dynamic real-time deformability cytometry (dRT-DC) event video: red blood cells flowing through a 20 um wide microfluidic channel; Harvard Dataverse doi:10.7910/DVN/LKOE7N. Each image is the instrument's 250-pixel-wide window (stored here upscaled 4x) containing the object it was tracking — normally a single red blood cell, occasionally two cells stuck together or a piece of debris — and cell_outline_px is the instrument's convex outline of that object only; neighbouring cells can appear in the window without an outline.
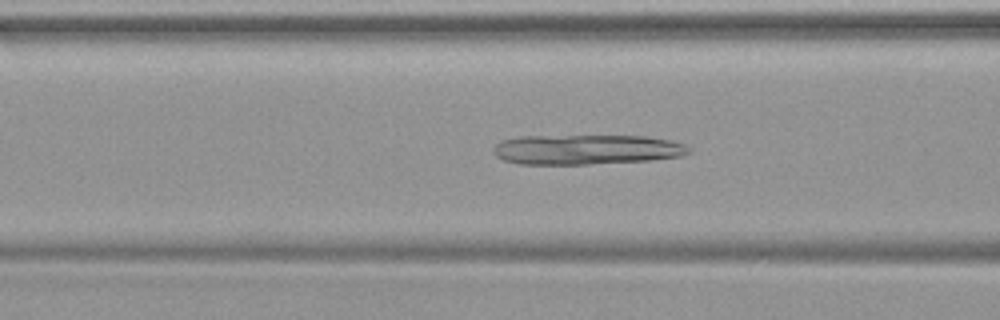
{"species": "common noctule bat (a hibernating species)", "species_latin": "Nyctalus noctula", "temperature_condition": "warm", "stored_images_in_passage": 48, "camera_frame_rate_fps": 3000, "um_per_image_px": 0.085, "animal": {"sex": "female", "body_mass_g": 19.9}, "frame": {"image": 1, "passage_image": 19, "time_ms": 6.0, "image_size_px": [1000, 320], "cell_outline_px": [[692, 152], [680, 156], [652, 160], [588, 164], [520, 164], [504, 160], [496, 156], [492, 152], [492, 148], [500, 140], [520, 136], [644, 136], [672, 140], [688, 144], [692, 148]], "centroid_in_image_um": [49.88, 12.7], "position_along_channel_um": 116.7, "area_um2": 34.45}}
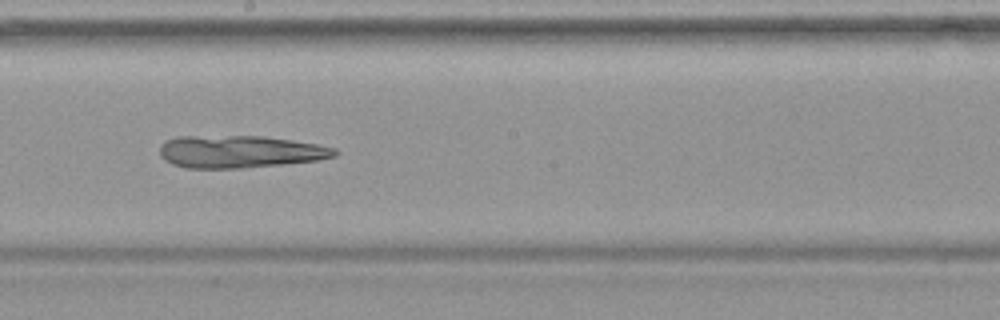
{"frame": {"image": 2, "passage_image": 27, "time_ms": 8.667, "image_size_px": [1000, 320], "cell_outline_px": [[340, 152], [336, 156], [320, 160], [284, 164], [240, 168], [184, 168], [172, 164], [164, 160], [160, 156], [160, 144], [164, 140], [176, 136], [264, 136], [292, 140], [316, 144], [336, 148]], "centroid_in_image_um": [20.38, 12.89], "position_along_channel_um": 227.8, "area_um2": 33.41}}
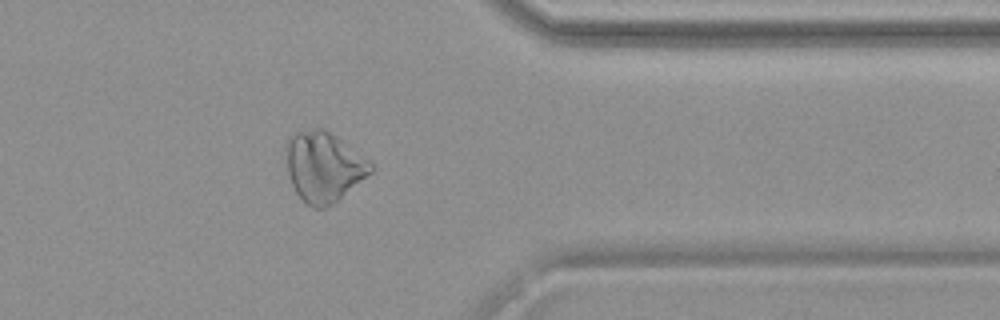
{"frame": {"image": 3, "passage_image": 39, "time_ms": 12.667, "image_size_px": [1000, 320], "cell_outline_px": [[376, 168], [372, 172], [332, 204], [324, 208], [312, 208], [296, 192], [292, 184], [288, 172], [284, 148], [284, 144], [288, 136], [296, 132], [316, 128], [324, 128], [336, 136], [372, 164]], "centroid_in_image_um": [27.47, 14.15], "position_along_channel_um": 383.9, "area_um2": 34.28}}